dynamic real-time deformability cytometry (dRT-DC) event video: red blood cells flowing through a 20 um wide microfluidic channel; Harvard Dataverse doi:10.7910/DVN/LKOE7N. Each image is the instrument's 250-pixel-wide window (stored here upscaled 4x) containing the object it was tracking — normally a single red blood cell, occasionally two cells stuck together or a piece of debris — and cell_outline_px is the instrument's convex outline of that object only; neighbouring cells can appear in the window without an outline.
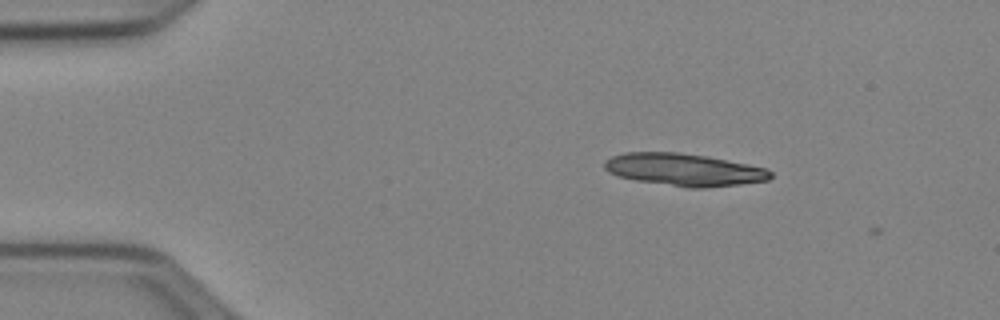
{"species": "Egyptian fruit bat (a non-hibernating species)", "species_latin": "Rousettus aegyptiacus", "temperature_condition": "cold", "stored_images_in_passage": 3, "camera_frame_rate_fps": 3000, "um_per_image_px": 0.085, "animal": {"sex": "female"}, "frame": {"image": 1, "passage_image": 2, "time_ms": 0.333, "image_size_px": [1000, 320], "cell_outline_px": [[772, 176], [768, 180], [740, 184], [704, 188], [688, 188], [636, 180], [620, 176], [608, 172], [604, 168], [604, 160], [612, 156], [624, 152], [680, 152], [704, 156], [748, 164], [768, 168], [772, 172]], "centroid_in_image_um": [58.14, 14.42], "position_along_channel_um": 26.9, "area_um2": 31.33}}